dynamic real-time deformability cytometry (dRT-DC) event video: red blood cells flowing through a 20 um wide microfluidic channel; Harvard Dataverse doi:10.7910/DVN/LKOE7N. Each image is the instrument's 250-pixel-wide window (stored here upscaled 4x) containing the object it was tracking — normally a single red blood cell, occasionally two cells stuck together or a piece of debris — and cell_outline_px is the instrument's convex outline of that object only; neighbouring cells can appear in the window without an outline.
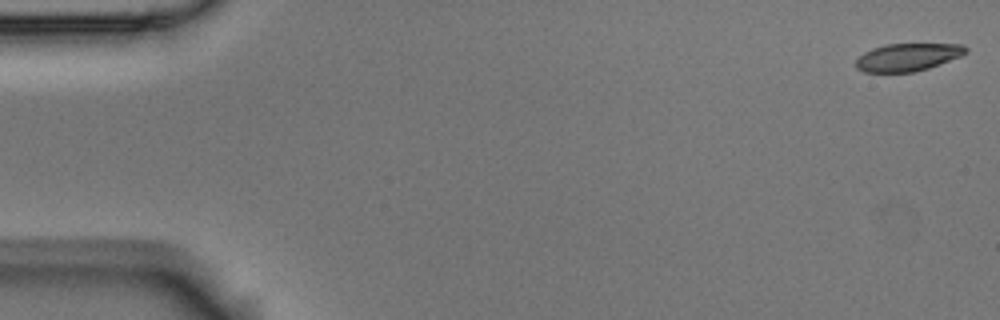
{"species": "Egyptian fruit bat (a non-hibernating species)", "species_latin": "Rousettus aegyptiacus", "temperature_condition": "room temperature", "stored_images_in_passage": 56, "camera_frame_rate_fps": 3000, "um_per_image_px": 0.085, "animal": {"sex": "male"}, "frame": {"image": 1, "passage_image": 1, "time_ms": 0.0, "image_size_px": [1000, 320], "cell_outline_px": [[968, 52], [960, 56], [928, 68], [912, 72], [864, 72], [856, 68], [856, 60], [864, 52], [872, 48], [884, 44], [964, 44], [968, 48]], "centroid_in_image_um": [77.15, 4.85], "position_along_channel_um": 7.9, "area_um2": 17.69}}
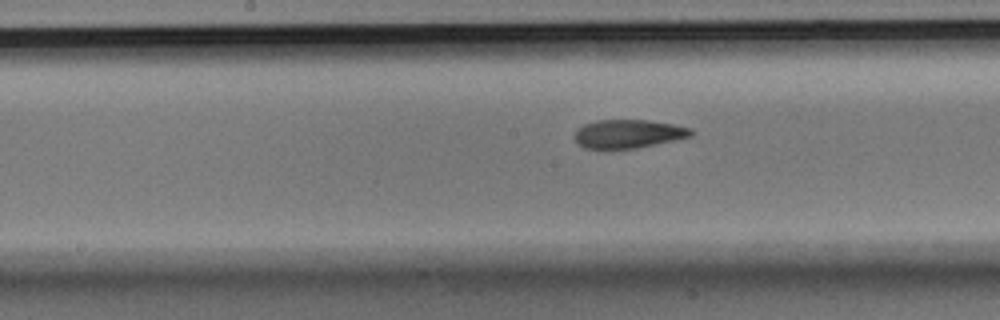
{"frame": {"image": 2, "passage_image": 28, "time_ms": 9.0, "image_size_px": [1000, 320], "cell_outline_px": [[692, 136], [636, 148], [604, 152], [584, 148], [576, 140], [576, 128], [584, 124], [596, 120], [648, 120], [672, 124], [692, 128]], "centroid_in_image_um": [53.34, 11.41], "position_along_channel_um": 194.9, "area_um2": 19.83}}
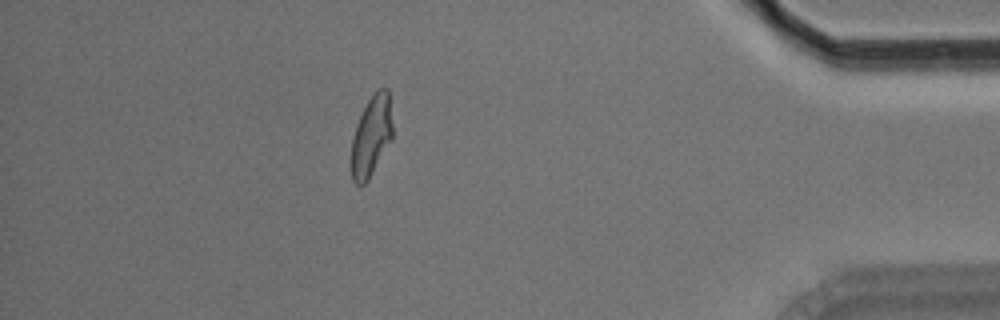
{"frame": {"image": 3, "passage_image": 49, "time_ms": 16.0, "image_size_px": [1000, 320], "cell_outline_px": [[392, 140], [368, 180], [364, 184], [356, 184], [352, 180], [352, 140], [356, 124], [368, 100], [380, 88], [388, 88], [392, 124]], "centroid_in_image_um": [31.58, 11.58], "position_along_channel_um": 403.6, "area_um2": 19.07}, "authors_computed_cell_mechanics": {"area_um2": 19.7098, "velocity_mm_per_s": 3.6195, "shape_relaxation_time_tau1_ms": 5.9434, "shape_relaxation_time_tau2_ms": 2.5259, "deformation_change_tau1": 0.185, "deformation_change_tau2": 0.0975}}